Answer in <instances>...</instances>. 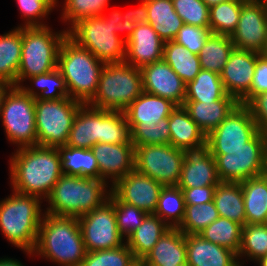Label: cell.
<instances>
[{
  "label": "cell",
  "mask_w": 267,
  "mask_h": 266,
  "mask_svg": "<svg viewBox=\"0 0 267 266\" xmlns=\"http://www.w3.org/2000/svg\"><path fill=\"white\" fill-rule=\"evenodd\" d=\"M10 156L12 191L46 200L63 175L57 147L34 145L17 148Z\"/></svg>",
  "instance_id": "cell-1"
},
{
  "label": "cell",
  "mask_w": 267,
  "mask_h": 266,
  "mask_svg": "<svg viewBox=\"0 0 267 266\" xmlns=\"http://www.w3.org/2000/svg\"><path fill=\"white\" fill-rule=\"evenodd\" d=\"M32 253L59 266H80L87 251L77 217L44 213Z\"/></svg>",
  "instance_id": "cell-2"
},
{
  "label": "cell",
  "mask_w": 267,
  "mask_h": 266,
  "mask_svg": "<svg viewBox=\"0 0 267 266\" xmlns=\"http://www.w3.org/2000/svg\"><path fill=\"white\" fill-rule=\"evenodd\" d=\"M110 193L111 185L104 180L63 174L45 200L48 205L44 212L79 217L102 206Z\"/></svg>",
  "instance_id": "cell-3"
},
{
  "label": "cell",
  "mask_w": 267,
  "mask_h": 266,
  "mask_svg": "<svg viewBox=\"0 0 267 266\" xmlns=\"http://www.w3.org/2000/svg\"><path fill=\"white\" fill-rule=\"evenodd\" d=\"M36 196L12 192L0 201V230L4 237L21 251L33 256L39 227L45 212Z\"/></svg>",
  "instance_id": "cell-4"
},
{
  "label": "cell",
  "mask_w": 267,
  "mask_h": 266,
  "mask_svg": "<svg viewBox=\"0 0 267 266\" xmlns=\"http://www.w3.org/2000/svg\"><path fill=\"white\" fill-rule=\"evenodd\" d=\"M104 62L68 36L62 41L57 69L65 79L69 97L87 104L95 95Z\"/></svg>",
  "instance_id": "cell-5"
},
{
  "label": "cell",
  "mask_w": 267,
  "mask_h": 266,
  "mask_svg": "<svg viewBox=\"0 0 267 266\" xmlns=\"http://www.w3.org/2000/svg\"><path fill=\"white\" fill-rule=\"evenodd\" d=\"M143 92L141 68L126 61L106 63L97 91L87 105L104 110L124 111Z\"/></svg>",
  "instance_id": "cell-6"
},
{
  "label": "cell",
  "mask_w": 267,
  "mask_h": 266,
  "mask_svg": "<svg viewBox=\"0 0 267 266\" xmlns=\"http://www.w3.org/2000/svg\"><path fill=\"white\" fill-rule=\"evenodd\" d=\"M67 30L54 32L47 26H23L21 62L17 74V87L27 78L45 74L57 68L58 53Z\"/></svg>",
  "instance_id": "cell-7"
},
{
  "label": "cell",
  "mask_w": 267,
  "mask_h": 266,
  "mask_svg": "<svg viewBox=\"0 0 267 266\" xmlns=\"http://www.w3.org/2000/svg\"><path fill=\"white\" fill-rule=\"evenodd\" d=\"M208 151L221 182H241L267 172V133L258 131L240 149Z\"/></svg>",
  "instance_id": "cell-8"
},
{
  "label": "cell",
  "mask_w": 267,
  "mask_h": 266,
  "mask_svg": "<svg viewBox=\"0 0 267 266\" xmlns=\"http://www.w3.org/2000/svg\"><path fill=\"white\" fill-rule=\"evenodd\" d=\"M67 36L105 64L125 59L126 41L100 15L79 20L67 30Z\"/></svg>",
  "instance_id": "cell-9"
},
{
  "label": "cell",
  "mask_w": 267,
  "mask_h": 266,
  "mask_svg": "<svg viewBox=\"0 0 267 266\" xmlns=\"http://www.w3.org/2000/svg\"><path fill=\"white\" fill-rule=\"evenodd\" d=\"M83 103L66 97L58 100H35L37 145L64 146L72 123Z\"/></svg>",
  "instance_id": "cell-10"
},
{
  "label": "cell",
  "mask_w": 267,
  "mask_h": 266,
  "mask_svg": "<svg viewBox=\"0 0 267 266\" xmlns=\"http://www.w3.org/2000/svg\"><path fill=\"white\" fill-rule=\"evenodd\" d=\"M0 119L7 140L18 149L37 145L35 98L20 87L12 86L5 94Z\"/></svg>",
  "instance_id": "cell-11"
},
{
  "label": "cell",
  "mask_w": 267,
  "mask_h": 266,
  "mask_svg": "<svg viewBox=\"0 0 267 266\" xmlns=\"http://www.w3.org/2000/svg\"><path fill=\"white\" fill-rule=\"evenodd\" d=\"M185 155V150L175 148L171 144L137 146L134 169L163 186H176Z\"/></svg>",
  "instance_id": "cell-12"
},
{
  "label": "cell",
  "mask_w": 267,
  "mask_h": 266,
  "mask_svg": "<svg viewBox=\"0 0 267 266\" xmlns=\"http://www.w3.org/2000/svg\"><path fill=\"white\" fill-rule=\"evenodd\" d=\"M87 252L107 250L126 243L119 233L114 210V193L100 207L77 217Z\"/></svg>",
  "instance_id": "cell-13"
},
{
  "label": "cell",
  "mask_w": 267,
  "mask_h": 266,
  "mask_svg": "<svg viewBox=\"0 0 267 266\" xmlns=\"http://www.w3.org/2000/svg\"><path fill=\"white\" fill-rule=\"evenodd\" d=\"M258 127L249 108L239 103L233 111L206 136L207 150H236L245 147Z\"/></svg>",
  "instance_id": "cell-14"
},
{
  "label": "cell",
  "mask_w": 267,
  "mask_h": 266,
  "mask_svg": "<svg viewBox=\"0 0 267 266\" xmlns=\"http://www.w3.org/2000/svg\"><path fill=\"white\" fill-rule=\"evenodd\" d=\"M230 37L235 48L262 53L267 38V11L259 1L242 4L237 28Z\"/></svg>",
  "instance_id": "cell-15"
},
{
  "label": "cell",
  "mask_w": 267,
  "mask_h": 266,
  "mask_svg": "<svg viewBox=\"0 0 267 266\" xmlns=\"http://www.w3.org/2000/svg\"><path fill=\"white\" fill-rule=\"evenodd\" d=\"M162 188L163 185L158 181L134 169L120 178L111 187V191L122 202L136 206L148 214H154Z\"/></svg>",
  "instance_id": "cell-16"
},
{
  "label": "cell",
  "mask_w": 267,
  "mask_h": 266,
  "mask_svg": "<svg viewBox=\"0 0 267 266\" xmlns=\"http://www.w3.org/2000/svg\"><path fill=\"white\" fill-rule=\"evenodd\" d=\"M143 91L183 106L186 84L163 59L141 68Z\"/></svg>",
  "instance_id": "cell-17"
},
{
  "label": "cell",
  "mask_w": 267,
  "mask_h": 266,
  "mask_svg": "<svg viewBox=\"0 0 267 266\" xmlns=\"http://www.w3.org/2000/svg\"><path fill=\"white\" fill-rule=\"evenodd\" d=\"M90 149L96 158L100 179L110 182L111 187L120 178L134 170L135 147L133 143H97Z\"/></svg>",
  "instance_id": "cell-18"
},
{
  "label": "cell",
  "mask_w": 267,
  "mask_h": 266,
  "mask_svg": "<svg viewBox=\"0 0 267 266\" xmlns=\"http://www.w3.org/2000/svg\"><path fill=\"white\" fill-rule=\"evenodd\" d=\"M259 54L250 50L234 48L220 74L225 91L238 101L251 90Z\"/></svg>",
  "instance_id": "cell-19"
},
{
  "label": "cell",
  "mask_w": 267,
  "mask_h": 266,
  "mask_svg": "<svg viewBox=\"0 0 267 266\" xmlns=\"http://www.w3.org/2000/svg\"><path fill=\"white\" fill-rule=\"evenodd\" d=\"M164 43L151 24H139L126 41L124 61L137 68L159 61L163 59Z\"/></svg>",
  "instance_id": "cell-20"
},
{
  "label": "cell",
  "mask_w": 267,
  "mask_h": 266,
  "mask_svg": "<svg viewBox=\"0 0 267 266\" xmlns=\"http://www.w3.org/2000/svg\"><path fill=\"white\" fill-rule=\"evenodd\" d=\"M220 182L215 158L206 148L186 151L177 184L179 188L217 186Z\"/></svg>",
  "instance_id": "cell-21"
},
{
  "label": "cell",
  "mask_w": 267,
  "mask_h": 266,
  "mask_svg": "<svg viewBox=\"0 0 267 266\" xmlns=\"http://www.w3.org/2000/svg\"><path fill=\"white\" fill-rule=\"evenodd\" d=\"M187 266H240L237 253L203 239L186 235Z\"/></svg>",
  "instance_id": "cell-22"
},
{
  "label": "cell",
  "mask_w": 267,
  "mask_h": 266,
  "mask_svg": "<svg viewBox=\"0 0 267 266\" xmlns=\"http://www.w3.org/2000/svg\"><path fill=\"white\" fill-rule=\"evenodd\" d=\"M141 262L147 266H187L186 235L170 228Z\"/></svg>",
  "instance_id": "cell-23"
},
{
  "label": "cell",
  "mask_w": 267,
  "mask_h": 266,
  "mask_svg": "<svg viewBox=\"0 0 267 266\" xmlns=\"http://www.w3.org/2000/svg\"><path fill=\"white\" fill-rule=\"evenodd\" d=\"M170 144L185 151L206 148V135L190 118L183 106H177L169 115Z\"/></svg>",
  "instance_id": "cell-24"
},
{
  "label": "cell",
  "mask_w": 267,
  "mask_h": 266,
  "mask_svg": "<svg viewBox=\"0 0 267 266\" xmlns=\"http://www.w3.org/2000/svg\"><path fill=\"white\" fill-rule=\"evenodd\" d=\"M97 143H101V109L83 104L75 115L66 145L90 149Z\"/></svg>",
  "instance_id": "cell-25"
},
{
  "label": "cell",
  "mask_w": 267,
  "mask_h": 266,
  "mask_svg": "<svg viewBox=\"0 0 267 266\" xmlns=\"http://www.w3.org/2000/svg\"><path fill=\"white\" fill-rule=\"evenodd\" d=\"M239 103L235 97L227 94L215 102L185 101L183 107L207 136Z\"/></svg>",
  "instance_id": "cell-26"
},
{
  "label": "cell",
  "mask_w": 267,
  "mask_h": 266,
  "mask_svg": "<svg viewBox=\"0 0 267 266\" xmlns=\"http://www.w3.org/2000/svg\"><path fill=\"white\" fill-rule=\"evenodd\" d=\"M177 107L175 103L147 92H142L125 110L128 124L153 125L168 118Z\"/></svg>",
  "instance_id": "cell-27"
},
{
  "label": "cell",
  "mask_w": 267,
  "mask_h": 266,
  "mask_svg": "<svg viewBox=\"0 0 267 266\" xmlns=\"http://www.w3.org/2000/svg\"><path fill=\"white\" fill-rule=\"evenodd\" d=\"M246 224H267V172L241 181Z\"/></svg>",
  "instance_id": "cell-28"
},
{
  "label": "cell",
  "mask_w": 267,
  "mask_h": 266,
  "mask_svg": "<svg viewBox=\"0 0 267 266\" xmlns=\"http://www.w3.org/2000/svg\"><path fill=\"white\" fill-rule=\"evenodd\" d=\"M148 12L147 23L151 24L164 41H173L183 26V21L174 10L172 0H145Z\"/></svg>",
  "instance_id": "cell-29"
},
{
  "label": "cell",
  "mask_w": 267,
  "mask_h": 266,
  "mask_svg": "<svg viewBox=\"0 0 267 266\" xmlns=\"http://www.w3.org/2000/svg\"><path fill=\"white\" fill-rule=\"evenodd\" d=\"M170 227L155 214H148L142 224L126 239L137 261H141Z\"/></svg>",
  "instance_id": "cell-30"
},
{
  "label": "cell",
  "mask_w": 267,
  "mask_h": 266,
  "mask_svg": "<svg viewBox=\"0 0 267 266\" xmlns=\"http://www.w3.org/2000/svg\"><path fill=\"white\" fill-rule=\"evenodd\" d=\"M23 26L0 35V80L17 86L21 62Z\"/></svg>",
  "instance_id": "cell-31"
},
{
  "label": "cell",
  "mask_w": 267,
  "mask_h": 266,
  "mask_svg": "<svg viewBox=\"0 0 267 266\" xmlns=\"http://www.w3.org/2000/svg\"><path fill=\"white\" fill-rule=\"evenodd\" d=\"M213 202L222 218L246 224L244 199L240 182H220L214 191Z\"/></svg>",
  "instance_id": "cell-32"
},
{
  "label": "cell",
  "mask_w": 267,
  "mask_h": 266,
  "mask_svg": "<svg viewBox=\"0 0 267 266\" xmlns=\"http://www.w3.org/2000/svg\"><path fill=\"white\" fill-rule=\"evenodd\" d=\"M63 174L100 179L96 158L91 149L73 148L67 145L57 147Z\"/></svg>",
  "instance_id": "cell-33"
},
{
  "label": "cell",
  "mask_w": 267,
  "mask_h": 266,
  "mask_svg": "<svg viewBox=\"0 0 267 266\" xmlns=\"http://www.w3.org/2000/svg\"><path fill=\"white\" fill-rule=\"evenodd\" d=\"M234 48L229 35L210 33L198 54L201 68L220 75Z\"/></svg>",
  "instance_id": "cell-34"
},
{
  "label": "cell",
  "mask_w": 267,
  "mask_h": 266,
  "mask_svg": "<svg viewBox=\"0 0 267 266\" xmlns=\"http://www.w3.org/2000/svg\"><path fill=\"white\" fill-rule=\"evenodd\" d=\"M163 60L178 74L187 85L193 81L202 69L199 56L175 41H166L163 49Z\"/></svg>",
  "instance_id": "cell-35"
},
{
  "label": "cell",
  "mask_w": 267,
  "mask_h": 266,
  "mask_svg": "<svg viewBox=\"0 0 267 266\" xmlns=\"http://www.w3.org/2000/svg\"><path fill=\"white\" fill-rule=\"evenodd\" d=\"M26 80H29L30 86H33L21 85L19 87L35 100H58L69 97L65 79L57 68L45 74L31 76Z\"/></svg>",
  "instance_id": "cell-36"
},
{
  "label": "cell",
  "mask_w": 267,
  "mask_h": 266,
  "mask_svg": "<svg viewBox=\"0 0 267 266\" xmlns=\"http://www.w3.org/2000/svg\"><path fill=\"white\" fill-rule=\"evenodd\" d=\"M226 95L220 75L201 69L194 80L186 85L185 101L215 102Z\"/></svg>",
  "instance_id": "cell-37"
},
{
  "label": "cell",
  "mask_w": 267,
  "mask_h": 266,
  "mask_svg": "<svg viewBox=\"0 0 267 266\" xmlns=\"http://www.w3.org/2000/svg\"><path fill=\"white\" fill-rule=\"evenodd\" d=\"M243 226L233 220L219 217L198 234L205 240L230 249L238 254Z\"/></svg>",
  "instance_id": "cell-38"
},
{
  "label": "cell",
  "mask_w": 267,
  "mask_h": 266,
  "mask_svg": "<svg viewBox=\"0 0 267 266\" xmlns=\"http://www.w3.org/2000/svg\"><path fill=\"white\" fill-rule=\"evenodd\" d=\"M170 228H178L185 216L184 196L181 188L163 186L154 212Z\"/></svg>",
  "instance_id": "cell-39"
},
{
  "label": "cell",
  "mask_w": 267,
  "mask_h": 266,
  "mask_svg": "<svg viewBox=\"0 0 267 266\" xmlns=\"http://www.w3.org/2000/svg\"><path fill=\"white\" fill-rule=\"evenodd\" d=\"M237 256L240 266L244 265L245 257L255 263L267 256V224H245L243 226L241 247ZM242 259L243 262H241Z\"/></svg>",
  "instance_id": "cell-40"
},
{
  "label": "cell",
  "mask_w": 267,
  "mask_h": 266,
  "mask_svg": "<svg viewBox=\"0 0 267 266\" xmlns=\"http://www.w3.org/2000/svg\"><path fill=\"white\" fill-rule=\"evenodd\" d=\"M243 0H227L209 8L211 33L229 35L236 30Z\"/></svg>",
  "instance_id": "cell-41"
},
{
  "label": "cell",
  "mask_w": 267,
  "mask_h": 266,
  "mask_svg": "<svg viewBox=\"0 0 267 266\" xmlns=\"http://www.w3.org/2000/svg\"><path fill=\"white\" fill-rule=\"evenodd\" d=\"M139 1L140 4L134 10L123 13L119 9H112L108 16L105 12L100 15L104 21H109L110 26L119 37L122 36L121 33H125L126 31L125 36H122L125 41L133 34L137 25L147 23L148 12L146 1Z\"/></svg>",
  "instance_id": "cell-42"
},
{
  "label": "cell",
  "mask_w": 267,
  "mask_h": 266,
  "mask_svg": "<svg viewBox=\"0 0 267 266\" xmlns=\"http://www.w3.org/2000/svg\"><path fill=\"white\" fill-rule=\"evenodd\" d=\"M101 143H132L130 127L124 111L101 109Z\"/></svg>",
  "instance_id": "cell-43"
},
{
  "label": "cell",
  "mask_w": 267,
  "mask_h": 266,
  "mask_svg": "<svg viewBox=\"0 0 267 266\" xmlns=\"http://www.w3.org/2000/svg\"><path fill=\"white\" fill-rule=\"evenodd\" d=\"M219 217L213 201L200 205L185 204V216L178 229L185 235L198 234Z\"/></svg>",
  "instance_id": "cell-44"
},
{
  "label": "cell",
  "mask_w": 267,
  "mask_h": 266,
  "mask_svg": "<svg viewBox=\"0 0 267 266\" xmlns=\"http://www.w3.org/2000/svg\"><path fill=\"white\" fill-rule=\"evenodd\" d=\"M131 132V142L134 147L170 144V129L168 118L160 120L157 124L145 125V123L128 124Z\"/></svg>",
  "instance_id": "cell-45"
},
{
  "label": "cell",
  "mask_w": 267,
  "mask_h": 266,
  "mask_svg": "<svg viewBox=\"0 0 267 266\" xmlns=\"http://www.w3.org/2000/svg\"><path fill=\"white\" fill-rule=\"evenodd\" d=\"M110 0H64L60 19L69 26L83 18L101 15L107 10Z\"/></svg>",
  "instance_id": "cell-46"
},
{
  "label": "cell",
  "mask_w": 267,
  "mask_h": 266,
  "mask_svg": "<svg viewBox=\"0 0 267 266\" xmlns=\"http://www.w3.org/2000/svg\"><path fill=\"white\" fill-rule=\"evenodd\" d=\"M135 263L133 252L125 243L112 249L87 252L80 266H133Z\"/></svg>",
  "instance_id": "cell-47"
},
{
  "label": "cell",
  "mask_w": 267,
  "mask_h": 266,
  "mask_svg": "<svg viewBox=\"0 0 267 266\" xmlns=\"http://www.w3.org/2000/svg\"><path fill=\"white\" fill-rule=\"evenodd\" d=\"M114 210L119 233L126 240L134 232L148 215L136 206L122 202L114 194Z\"/></svg>",
  "instance_id": "cell-48"
},
{
  "label": "cell",
  "mask_w": 267,
  "mask_h": 266,
  "mask_svg": "<svg viewBox=\"0 0 267 266\" xmlns=\"http://www.w3.org/2000/svg\"><path fill=\"white\" fill-rule=\"evenodd\" d=\"M21 17H24V24L19 27L47 26L44 19L49 16L57 5V0H16ZM56 6V7H55ZM47 16V17H46ZM44 18V19H43Z\"/></svg>",
  "instance_id": "cell-49"
},
{
  "label": "cell",
  "mask_w": 267,
  "mask_h": 266,
  "mask_svg": "<svg viewBox=\"0 0 267 266\" xmlns=\"http://www.w3.org/2000/svg\"><path fill=\"white\" fill-rule=\"evenodd\" d=\"M184 24L209 29V7L202 0H172Z\"/></svg>",
  "instance_id": "cell-50"
},
{
  "label": "cell",
  "mask_w": 267,
  "mask_h": 266,
  "mask_svg": "<svg viewBox=\"0 0 267 266\" xmlns=\"http://www.w3.org/2000/svg\"><path fill=\"white\" fill-rule=\"evenodd\" d=\"M210 33L211 31L207 28L183 24L173 41L184 46L187 51L198 55Z\"/></svg>",
  "instance_id": "cell-51"
},
{
  "label": "cell",
  "mask_w": 267,
  "mask_h": 266,
  "mask_svg": "<svg viewBox=\"0 0 267 266\" xmlns=\"http://www.w3.org/2000/svg\"><path fill=\"white\" fill-rule=\"evenodd\" d=\"M267 92V56L259 54L252 78L251 90L239 101L247 104L255 95Z\"/></svg>",
  "instance_id": "cell-52"
},
{
  "label": "cell",
  "mask_w": 267,
  "mask_h": 266,
  "mask_svg": "<svg viewBox=\"0 0 267 266\" xmlns=\"http://www.w3.org/2000/svg\"><path fill=\"white\" fill-rule=\"evenodd\" d=\"M246 106L249 108L258 130L267 133V92L255 95Z\"/></svg>",
  "instance_id": "cell-53"
},
{
  "label": "cell",
  "mask_w": 267,
  "mask_h": 266,
  "mask_svg": "<svg viewBox=\"0 0 267 266\" xmlns=\"http://www.w3.org/2000/svg\"><path fill=\"white\" fill-rule=\"evenodd\" d=\"M216 186L181 188L185 204L200 205L213 201Z\"/></svg>",
  "instance_id": "cell-54"
},
{
  "label": "cell",
  "mask_w": 267,
  "mask_h": 266,
  "mask_svg": "<svg viewBox=\"0 0 267 266\" xmlns=\"http://www.w3.org/2000/svg\"><path fill=\"white\" fill-rule=\"evenodd\" d=\"M0 266H25L21 261L14 258H0Z\"/></svg>",
  "instance_id": "cell-55"
},
{
  "label": "cell",
  "mask_w": 267,
  "mask_h": 266,
  "mask_svg": "<svg viewBox=\"0 0 267 266\" xmlns=\"http://www.w3.org/2000/svg\"><path fill=\"white\" fill-rule=\"evenodd\" d=\"M12 86L13 85H11L10 83L0 80V112H1L2 102H3V99L5 97V94L8 92V90Z\"/></svg>",
  "instance_id": "cell-56"
},
{
  "label": "cell",
  "mask_w": 267,
  "mask_h": 266,
  "mask_svg": "<svg viewBox=\"0 0 267 266\" xmlns=\"http://www.w3.org/2000/svg\"><path fill=\"white\" fill-rule=\"evenodd\" d=\"M209 8L227 0H202Z\"/></svg>",
  "instance_id": "cell-57"
},
{
  "label": "cell",
  "mask_w": 267,
  "mask_h": 266,
  "mask_svg": "<svg viewBox=\"0 0 267 266\" xmlns=\"http://www.w3.org/2000/svg\"><path fill=\"white\" fill-rule=\"evenodd\" d=\"M259 266H267V256L256 262Z\"/></svg>",
  "instance_id": "cell-58"
},
{
  "label": "cell",
  "mask_w": 267,
  "mask_h": 266,
  "mask_svg": "<svg viewBox=\"0 0 267 266\" xmlns=\"http://www.w3.org/2000/svg\"><path fill=\"white\" fill-rule=\"evenodd\" d=\"M259 2L263 5V7L266 9L267 11V0H259Z\"/></svg>",
  "instance_id": "cell-59"
},
{
  "label": "cell",
  "mask_w": 267,
  "mask_h": 266,
  "mask_svg": "<svg viewBox=\"0 0 267 266\" xmlns=\"http://www.w3.org/2000/svg\"><path fill=\"white\" fill-rule=\"evenodd\" d=\"M261 54L267 56V38H266V44H265V47H264V49H263V51H262Z\"/></svg>",
  "instance_id": "cell-60"
},
{
  "label": "cell",
  "mask_w": 267,
  "mask_h": 266,
  "mask_svg": "<svg viewBox=\"0 0 267 266\" xmlns=\"http://www.w3.org/2000/svg\"><path fill=\"white\" fill-rule=\"evenodd\" d=\"M133 266H146L141 261H137Z\"/></svg>",
  "instance_id": "cell-61"
},
{
  "label": "cell",
  "mask_w": 267,
  "mask_h": 266,
  "mask_svg": "<svg viewBox=\"0 0 267 266\" xmlns=\"http://www.w3.org/2000/svg\"><path fill=\"white\" fill-rule=\"evenodd\" d=\"M245 2H248V1H259V0H243Z\"/></svg>",
  "instance_id": "cell-62"
}]
</instances>
